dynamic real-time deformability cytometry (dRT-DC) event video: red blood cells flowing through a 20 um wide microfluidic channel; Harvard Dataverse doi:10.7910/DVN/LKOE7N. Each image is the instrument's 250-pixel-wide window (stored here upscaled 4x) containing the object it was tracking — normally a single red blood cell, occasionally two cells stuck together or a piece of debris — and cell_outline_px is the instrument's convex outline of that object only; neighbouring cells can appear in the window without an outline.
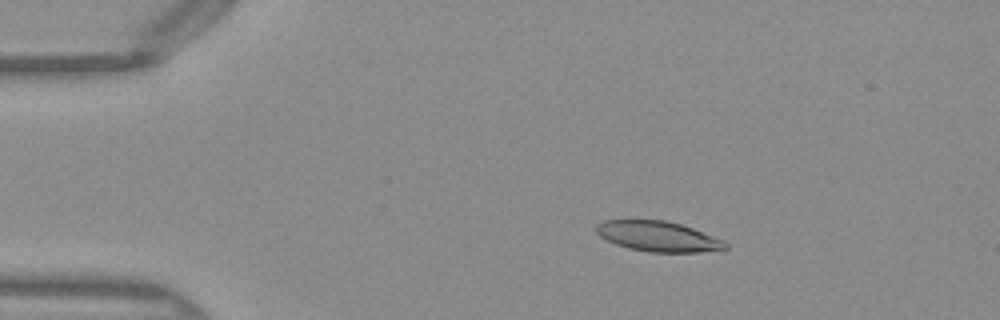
{"species": "Egyptian fruit bat (a non-hibernating species)", "species_latin": "Rousettus aegyptiacus", "temperature_condition": "warm", "stored_images_in_passage": 50, "camera_frame_rate_fps": 3000, "um_per_image_px": 0.085, "frame": {"image": 1, "passage_image": 9, "time_ms": 2.667, "image_size_px": [1000, 320], "cell_outline_px": [[728, 248], [724, 252], [648, 252], [628, 248], [616, 244], [600, 236], [596, 232], [596, 224], [604, 220], [664, 220], [680, 224], [692, 228], [724, 240], [728, 244]], "centroid_in_image_um": [56.01, 20.11], "position_along_channel_um": 29.0, "area_um2": 23.0}}
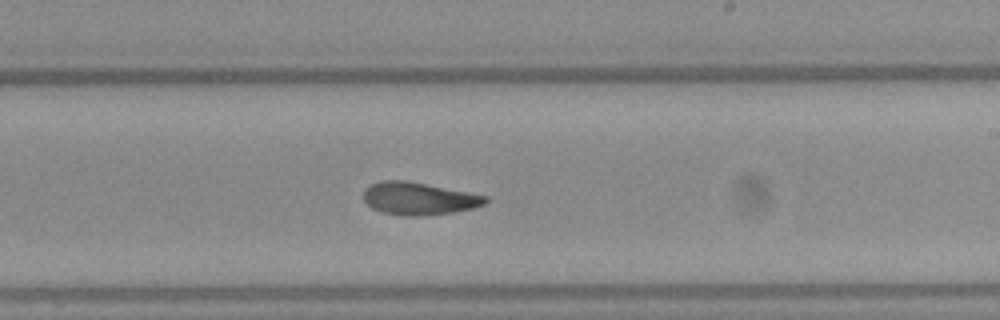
{"frame": {"image": 2, "passage_image": 30, "time_ms": 9.667, "image_size_px": [1000, 320], "cell_outline_px": [[488, 200], [484, 204], [472, 208], [452, 212], [424, 216], [404, 216], [380, 212], [372, 208], [364, 200], [364, 188], [380, 180], [408, 180], [488, 196]], "centroid_in_image_um": [35.57, 16.87], "position_along_channel_um": 253.4, "area_um2": 23.24}}
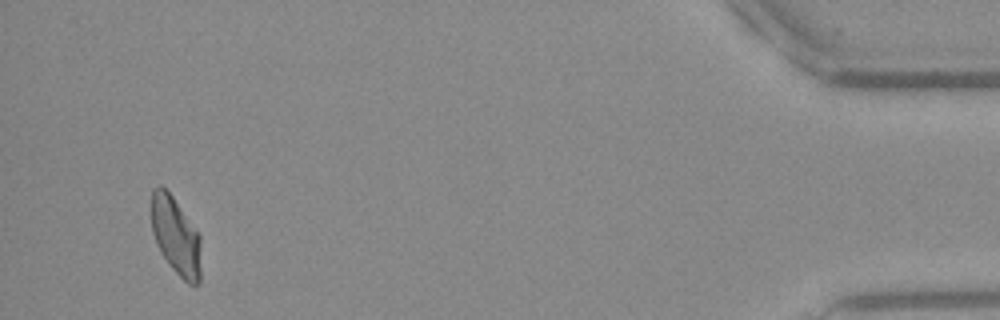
{"frame": {"image": 3, "passage_image": 48, "time_ms": 15.667, "image_size_px": [1000, 320], "cell_outline_px": [[200, 280], [196, 284], [188, 284], [168, 264], [160, 252], [156, 244], [152, 232], [152, 188], [160, 184], [172, 196], [200, 236]], "centroid_in_image_um": [14.92, 20.07], "position_along_channel_um": 420.3, "area_um2": 22.2}, "authors_computed_cell_mechanics": {"area_um2": 23.1778, "velocity_mm_per_s": 4.0481, "shape_relaxation_time_tau1_ms": 10.6805, "shape_relaxation_time_tau2_ms": 4.0761, "deformation_change_tau1": 0.2787, "deformation_change_tau2": 0.1053}}